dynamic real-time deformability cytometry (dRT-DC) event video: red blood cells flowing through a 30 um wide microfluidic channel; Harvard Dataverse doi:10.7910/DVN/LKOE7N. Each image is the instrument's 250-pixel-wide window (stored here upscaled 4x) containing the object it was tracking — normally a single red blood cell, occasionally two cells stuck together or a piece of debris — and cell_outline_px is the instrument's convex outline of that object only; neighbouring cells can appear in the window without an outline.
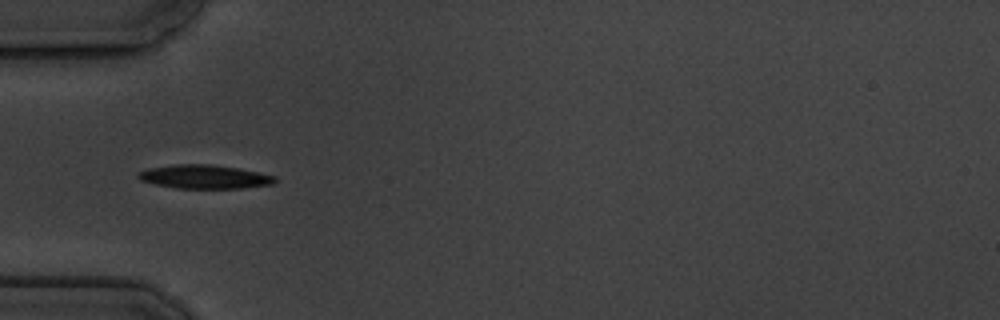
{"species": "common noctule bat (a hibernating species)", "species_latin": "Nyctalus noctula", "temperature_condition": "cold", "stored_images_in_passage": 6, "camera_frame_rate_fps": 3000, "um_per_image_px": 0.085, "animal": {"sex": "male", "body_mass_g": 19.5, "forearm_length_mm": 54.6}, "frame": {"image": 1, "passage_image": 1, "time_ms": 0.0, "image_size_px": [1000, 320], "cell_outline_px": [[276, 180], [272, 184], [240, 188], [176, 188], [156, 184], [140, 180], [136, 176], [140, 172], [148, 168], [172, 164], [212, 164], [240, 168], [276, 176]], "centroid_in_image_um": [17.37, 15.01], "position_along_channel_um": 67.6, "area_um2": 18.9}}
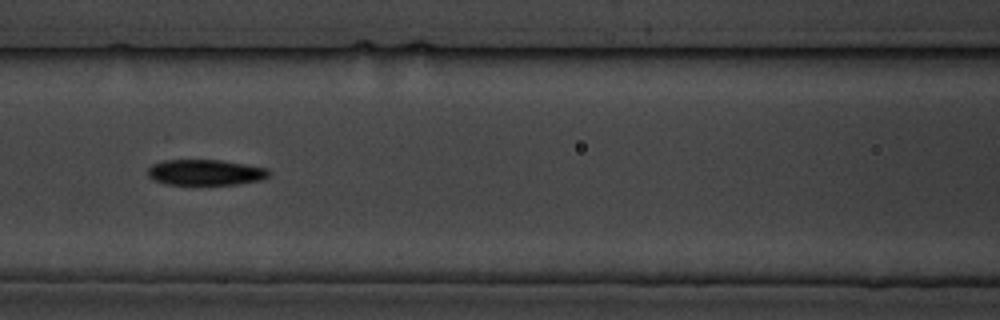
{"frame": {"image": 2, "passage_image": 3, "time_ms": 2.333, "image_size_px": [1000, 320], "cell_outline_px": [[268, 176], [260, 180], [236, 184], [192, 188], [164, 184], [152, 180], [148, 176], [148, 168], [152, 164], [164, 160], [220, 160], [268, 168]], "centroid_in_image_um": [17.37, 14.71], "position_along_channel_um": 149.2, "area_um2": 19.07}}
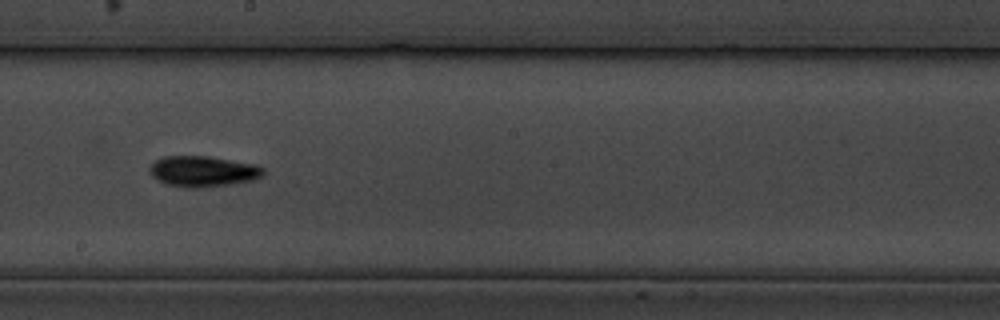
{"frame": {"image": 3, "passage_image": 5, "time_ms": 4.667, "image_size_px": [1000, 320], "cell_outline_px": [[264, 176], [252, 180], [232, 184], [196, 188], [188, 188], [168, 184], [156, 180], [152, 176], [148, 168], [156, 160], [164, 156], [208, 156], [256, 164], [264, 168]], "centroid_in_image_um": [17.26, 14.56], "position_along_channel_um": 230.9, "area_um2": 20.46}}